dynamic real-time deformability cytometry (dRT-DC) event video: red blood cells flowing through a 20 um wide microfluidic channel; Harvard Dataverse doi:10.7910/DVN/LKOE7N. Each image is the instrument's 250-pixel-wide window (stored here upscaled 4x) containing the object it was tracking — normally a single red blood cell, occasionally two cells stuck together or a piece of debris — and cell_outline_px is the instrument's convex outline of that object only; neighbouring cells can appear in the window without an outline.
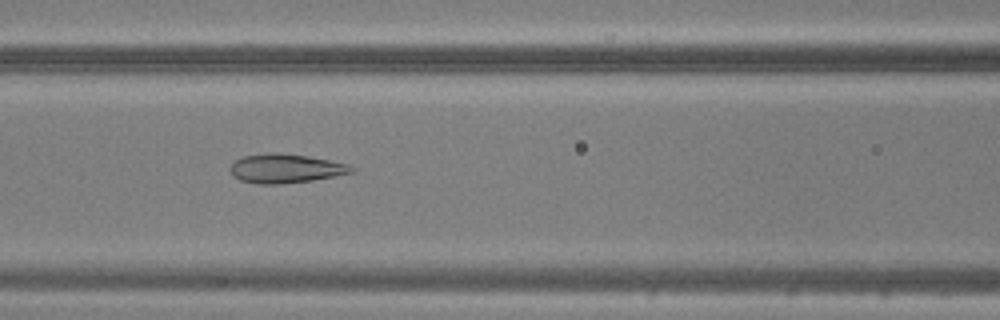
{"species": "common noctule bat (a hibernating species)", "species_latin": "Nyctalus noctula", "temperature_condition": "warm", "stored_images_in_passage": 41, "camera_frame_rate_fps": 3000, "um_per_image_px": 0.085, "animal": {"sex": "male", "body_mass_g": 20.5, "forearm_length_mm": 52.5}, "frame": {"image": 1, "passage_image": 14, "time_ms": 4.333, "image_size_px": [1000, 320], "cell_outline_px": [[356, 172], [336, 176], [312, 180], [280, 184], [256, 184], [240, 180], [228, 168], [236, 160], [244, 156], [268, 152], [272, 152], [308, 156], [348, 164], [356, 168]], "centroid_in_image_um": [24.31, 14.32], "position_along_channel_um": 142.3, "area_um2": 20.52}}
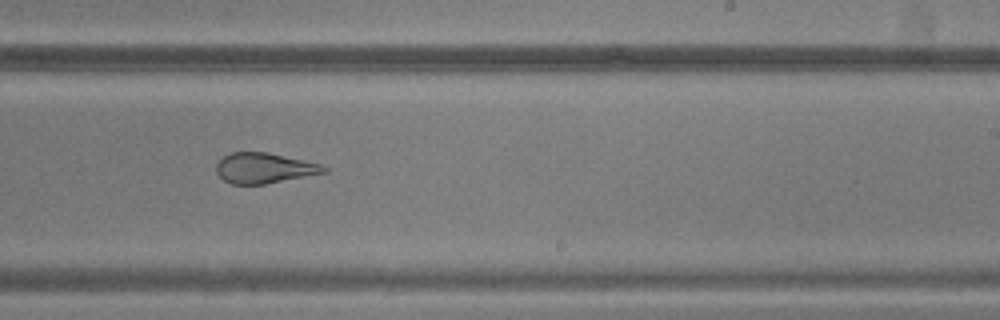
{"frame": {"image": 2, "passage_image": 23, "time_ms": 7.333, "image_size_px": [1000, 320], "cell_outline_px": [[328, 172], [264, 184], [232, 184], [224, 180], [216, 172], [216, 164], [224, 156], [232, 152], [268, 152], [304, 160], [320, 164], [328, 168]], "centroid_in_image_um": [22.46, 14.28], "position_along_channel_um": 266.5, "area_um2": 18.96}}
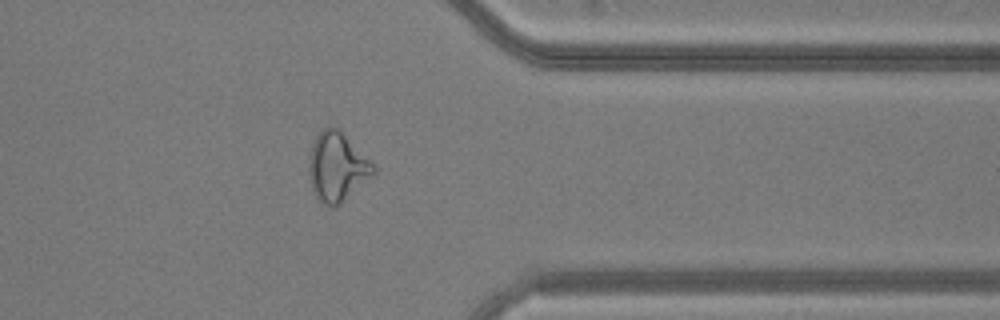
{"frame": {"image": 3, "passage_image": 32, "time_ms": 10.333, "image_size_px": [1000, 320], "cell_outline_px": [[376, 172], [372, 176], [340, 204], [332, 208], [324, 204], [316, 196], [312, 188], [308, 172], [308, 156], [312, 144], [316, 136], [328, 124], [340, 128], [376, 168]], "centroid_in_image_um": [28.62, 14.16], "position_along_channel_um": 382.8, "area_um2": 26.01}}